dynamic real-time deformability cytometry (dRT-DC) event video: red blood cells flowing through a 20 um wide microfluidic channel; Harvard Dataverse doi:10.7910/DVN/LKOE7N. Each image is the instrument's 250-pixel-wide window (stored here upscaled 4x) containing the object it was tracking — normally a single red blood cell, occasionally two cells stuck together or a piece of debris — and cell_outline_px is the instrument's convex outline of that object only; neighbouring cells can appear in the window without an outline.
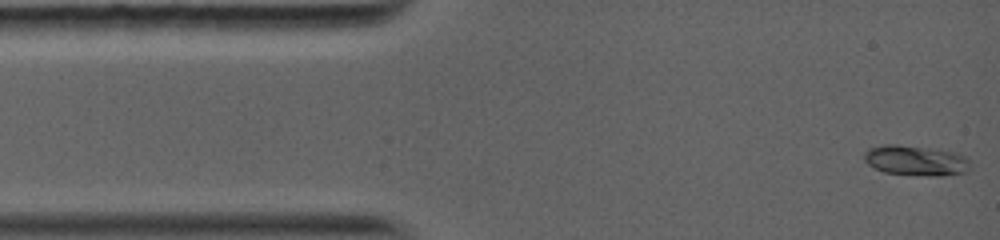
{"species": "common noctule bat (a hibernating species)", "species_latin": "Nyctalus noctula", "temperature_condition": "warm", "stored_images_in_passage": 81, "camera_frame_rate_fps": 5000, "um_per_image_px": 0.085, "animal": {"sex": "female", "body_mass_g": 19.0, "forearm_length_mm": 56.7}, "frame": {"image": 1, "passage_image": 1, "time_ms": 0.0, "image_size_px": [1000, 240], "cell_outline_px": [[968, 168], [964, 172], [936, 176], [884, 172], [868, 164], [864, 160], [864, 152], [868, 148], [888, 144], [896, 144], [928, 148], [956, 152], [964, 156], [968, 160]], "centroid_in_image_um": [77.79, 13.62], "position_along_channel_um": 7.2, "area_um2": 18.26}}
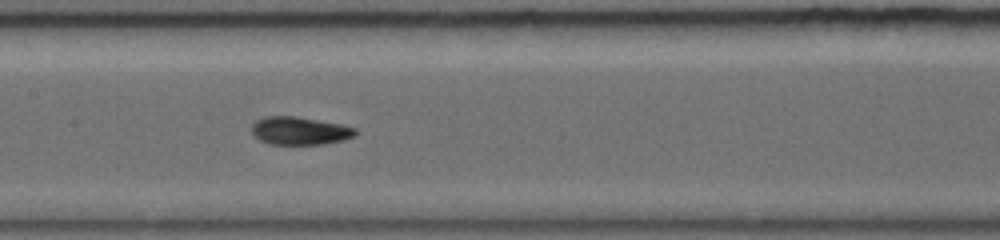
{"frame": {"image": 2, "passage_image": 34, "time_ms": 6.0, "image_size_px": [1000, 240], "cell_outline_px": [[356, 136], [344, 140], [324, 144], [268, 144], [260, 140], [252, 132], [252, 124], [256, 120], [264, 116], [296, 116], [340, 124], [356, 128]], "centroid_in_image_um": [25.48, 11.11], "position_along_channel_um": 181.9, "area_um2": 16.94}}
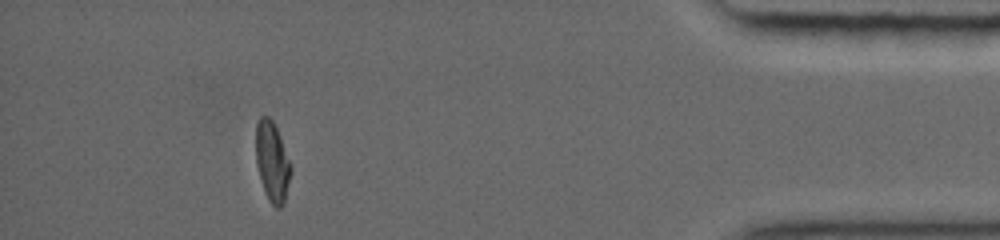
{"frame": {"image": 3, "passage_image": 71, "time_ms": 13.0, "image_size_px": [1000, 240], "cell_outline_px": [[292, 168], [284, 204], [280, 208], [276, 208], [268, 200], [264, 192], [256, 164], [256, 124], [260, 116], [268, 116], [272, 120], [276, 128]], "centroid_in_image_um": [23.12, 13.77], "position_along_channel_um": 412.1, "area_um2": 16.18}, "authors_computed_cell_mechanics": {"area_um2": 16.8776, "velocity_mm_per_s": 4.1352, "shape_relaxation_time_tau1_ms": 4.1212, "shape_relaxation_time_tau2_ms": 1.7964, "deformation_change_tau1": 0.1894, "deformation_change_tau2": 0.0426}}